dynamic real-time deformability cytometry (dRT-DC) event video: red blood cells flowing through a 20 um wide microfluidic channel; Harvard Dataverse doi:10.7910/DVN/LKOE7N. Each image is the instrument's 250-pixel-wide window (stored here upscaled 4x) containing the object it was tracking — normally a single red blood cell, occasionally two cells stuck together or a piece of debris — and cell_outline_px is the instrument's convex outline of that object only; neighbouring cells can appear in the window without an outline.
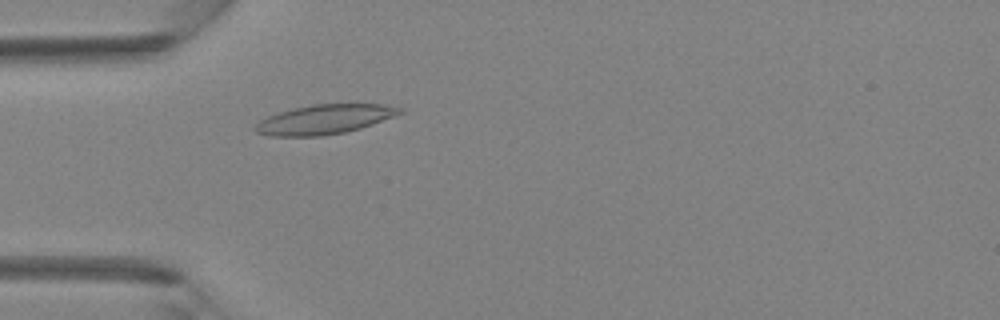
{"species": "Egyptian fruit bat (a non-hibernating species)", "species_latin": "Rousettus aegyptiacus", "temperature_condition": "room temperature", "stored_images_in_passage": 3, "camera_frame_rate_fps": 3000, "um_per_image_px": 0.085, "animal": {"sex": "female"}, "frame": {"image": 1, "passage_image": 3, "time_ms": 2.0, "image_size_px": [1000, 320], "cell_outline_px": [[404, 112], [372, 124], [360, 128], [344, 132], [320, 136], [272, 136], [256, 132], [252, 128], [260, 120], [268, 116], [280, 112], [312, 104], [384, 104], [404, 108]], "centroid_in_image_um": [27.59, 10.14], "position_along_channel_um": 57.4, "area_um2": 24.62}}